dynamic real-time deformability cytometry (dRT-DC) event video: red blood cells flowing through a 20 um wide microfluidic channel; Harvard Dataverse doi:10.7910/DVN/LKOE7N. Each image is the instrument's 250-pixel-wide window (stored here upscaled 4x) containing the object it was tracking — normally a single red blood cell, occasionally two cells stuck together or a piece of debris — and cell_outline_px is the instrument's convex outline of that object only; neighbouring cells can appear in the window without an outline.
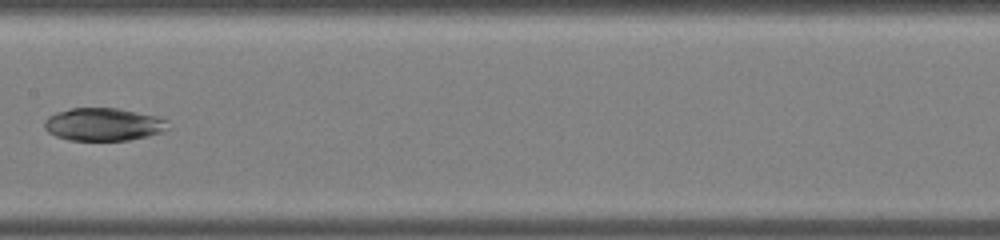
{"species": "common noctule bat (a hibernating species)", "species_latin": "Nyctalus noctula", "temperature_condition": "warm", "stored_images_in_passage": 26, "camera_frame_rate_fps": 3000, "um_per_image_px": 0.085, "animal": {"sex": "male", "body_mass_g": 19.0, "forearm_length_mm": 50.8}, "frame": {"image": 1, "passage_image": 19, "time_ms": 6.0, "image_size_px": [1000, 240], "cell_outline_px": [[172, 128], [164, 132], [148, 136], [128, 140], [68, 140], [56, 136], [48, 132], [44, 128], [44, 120], [48, 116], [56, 112], [72, 108], [116, 108], [156, 116], [168, 120]], "centroid_in_image_um": [8.82, 10.58], "position_along_channel_um": 198.6, "area_um2": 23.87}}